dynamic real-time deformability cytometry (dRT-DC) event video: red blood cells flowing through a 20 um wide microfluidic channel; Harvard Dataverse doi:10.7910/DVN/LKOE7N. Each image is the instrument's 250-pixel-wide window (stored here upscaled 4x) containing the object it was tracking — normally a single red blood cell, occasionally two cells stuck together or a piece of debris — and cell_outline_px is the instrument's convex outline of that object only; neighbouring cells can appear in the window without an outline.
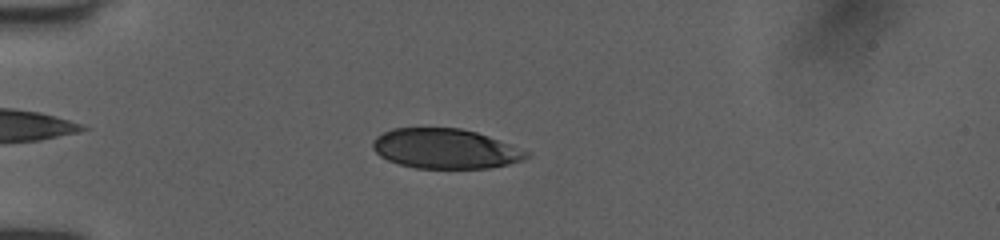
{"species": "human", "species_latin": "Homo sapiens", "temperature_condition": "room temperature", "stored_images_in_passage": 42, "camera_frame_rate_fps": 3000, "um_per_image_px": 0.085, "donor": {"sex": "female"}, "frame": {"image": 1, "passage_image": 6, "time_ms": 1.667, "image_size_px": [1000, 240], "cell_outline_px": [[532, 152], [524, 160], [492, 168], [416, 168], [400, 164], [388, 160], [380, 156], [372, 148], [372, 140], [376, 136], [392, 128], [460, 128], [476, 132]], "centroid_in_image_um": [37.85, 12.64], "position_along_channel_um": 47.2, "area_um2": 35.72}}
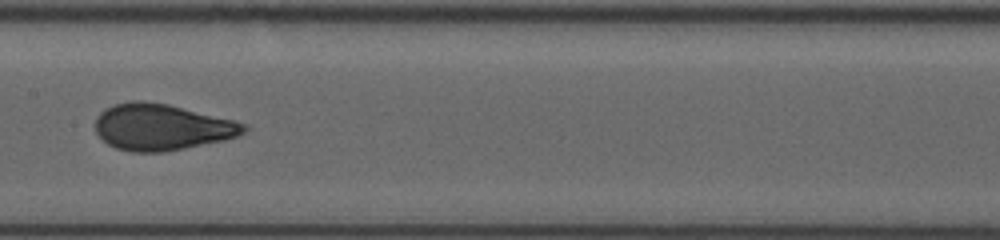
{"frame": {"image": 2, "passage_image": 19, "time_ms": 6.0, "image_size_px": [1000, 240], "cell_outline_px": [[248, 128], [244, 132], [236, 136], [224, 140], [164, 152], [132, 152], [116, 148], [108, 144], [96, 132], [96, 116], [104, 108], [112, 104], [132, 100], [144, 100], [168, 104], [248, 124]], "centroid_in_image_um": [13.71, 10.79], "position_along_channel_um": 193.7, "area_um2": 40.06}}
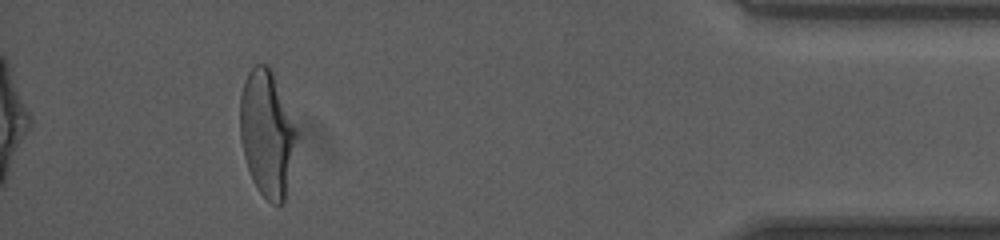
{"frame": {"image": 3, "passage_image": 38, "time_ms": 12.333, "image_size_px": [1000, 240], "cell_outline_px": [[300, 136], [284, 200], [280, 204], [272, 204], [260, 192], [252, 180], [244, 156], [240, 140], [240, 96], [244, 80], [248, 72], [256, 64], [268, 64], [272, 72]], "centroid_in_image_um": [22.71, 11.36], "position_along_channel_um": 412.5, "area_um2": 41.73}, "authors_computed_cell_mechanics": {"area_um2": 39.4196, "velocity_mm_per_s": 4.0275, "shape_relaxation_time_tau1_ms": 3.7804, "shape_relaxation_time_tau2_ms": 0.5946, "deformation_change_tau1": 0.1785, "deformation_change_tau2": 0.0574}}